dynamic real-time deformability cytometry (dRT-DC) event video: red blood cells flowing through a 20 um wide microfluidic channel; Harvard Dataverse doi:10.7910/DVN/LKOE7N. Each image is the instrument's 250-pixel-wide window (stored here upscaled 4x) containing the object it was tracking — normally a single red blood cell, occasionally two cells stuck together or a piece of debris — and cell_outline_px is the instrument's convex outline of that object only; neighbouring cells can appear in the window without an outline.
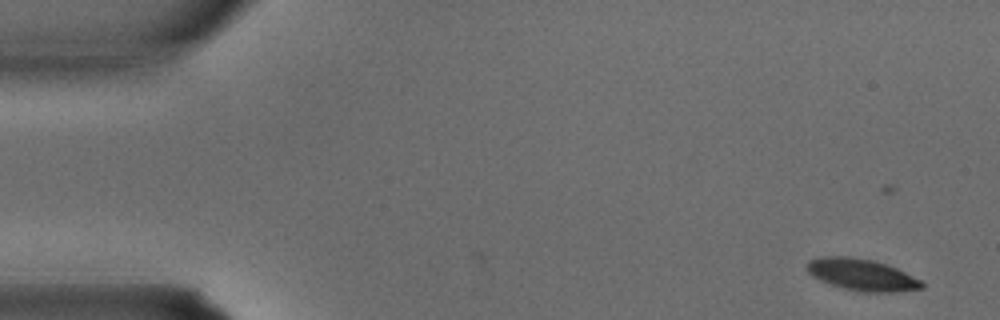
{"species": "common noctule bat (a hibernating species)", "species_latin": "Nyctalus noctula", "temperature_condition": "warm", "stored_images_in_passage": 3, "camera_frame_rate_fps": 3000, "um_per_image_px": 0.085, "animal": {"sex": "male", "body_mass_g": 15.6}, "frame": {"image": 1, "passage_image": 3, "time_ms": 0.667, "image_size_px": [1000, 320], "cell_outline_px": [[924, 288], [892, 292], [860, 292], [844, 288], [820, 280], [812, 276], [808, 272], [808, 260], [820, 256], [848, 256], [872, 260], [896, 268], [920, 280], [924, 284]], "centroid_in_image_um": [73.23, 23.35], "position_along_channel_um": 11.8, "area_um2": 20.98}}